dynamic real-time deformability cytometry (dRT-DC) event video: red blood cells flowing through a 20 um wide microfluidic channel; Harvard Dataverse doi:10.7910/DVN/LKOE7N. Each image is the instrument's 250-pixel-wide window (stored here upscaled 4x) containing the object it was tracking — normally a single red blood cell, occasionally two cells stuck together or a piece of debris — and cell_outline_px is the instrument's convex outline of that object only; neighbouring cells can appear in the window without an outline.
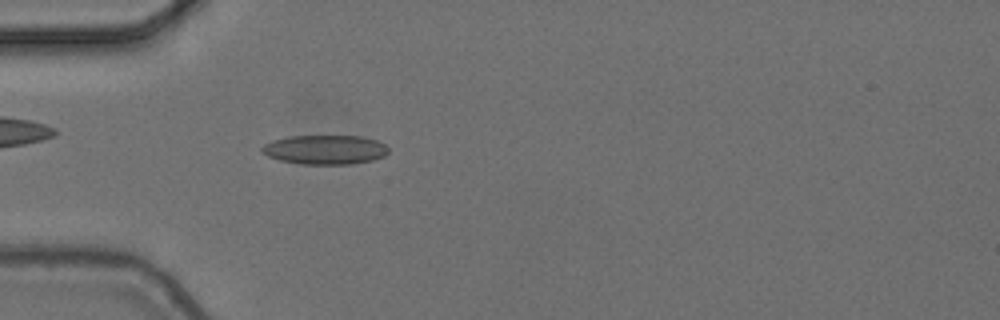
{"species": "common noctule bat (a hibernating species)", "species_latin": "Nyctalus noctula", "temperature_condition": "cold", "stored_images_in_passage": 5, "camera_frame_rate_fps": 3000, "um_per_image_px": 0.085, "animal": {"sex": "female", "body_mass_g": 24.6, "forearm_length_mm": 56.2}, "frame": {"image": 1, "passage_image": 5, "time_ms": 1.333, "image_size_px": [1000, 320], "cell_outline_px": [[388, 152], [384, 156], [372, 160], [352, 164], [300, 164], [280, 160], [268, 156], [260, 152], [260, 148], [264, 144], [272, 140], [288, 136], [360, 136], [376, 140], [384, 144], [388, 148]], "centroid_in_image_um": [27.59, 12.72], "position_along_channel_um": 57.4, "area_um2": 21.68}}